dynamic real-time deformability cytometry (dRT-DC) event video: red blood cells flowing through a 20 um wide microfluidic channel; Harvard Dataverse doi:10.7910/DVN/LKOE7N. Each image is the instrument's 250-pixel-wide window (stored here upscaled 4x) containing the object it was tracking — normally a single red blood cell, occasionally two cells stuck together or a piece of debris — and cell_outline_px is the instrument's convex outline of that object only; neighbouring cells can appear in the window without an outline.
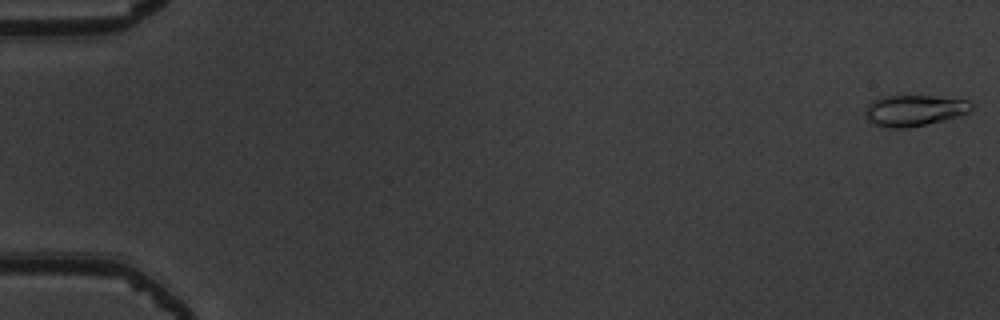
{"species": "common noctule bat (a hibernating species)", "species_latin": "Nyctalus noctula", "temperature_condition": "warm", "stored_images_in_passage": 51, "camera_frame_rate_fps": 3000, "um_per_image_px": 0.085, "animal": {"sex": "male", "body_mass_g": 19.5, "forearm_length_mm": 54.6}, "frame": {"image": 1, "passage_image": 1, "time_ms": 0.0, "image_size_px": [1000, 320], "cell_outline_px": [[972, 108], [968, 112], [944, 120], [908, 128], [888, 128], [872, 124], [864, 116], [864, 108], [872, 100], [880, 96], [932, 96], [968, 100], [972, 104]], "centroid_in_image_um": [77.63, 9.39], "position_along_channel_um": 7.4, "area_um2": 19.36}}
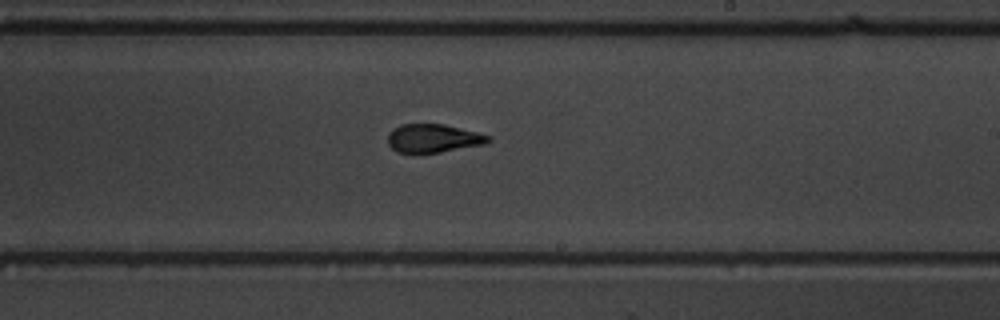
{"frame": {"image": 2, "passage_image": 33, "time_ms": 10.667, "image_size_px": [1000, 320], "cell_outline_px": [[492, 140], [484, 144], [440, 152], [396, 152], [388, 144], [388, 132], [392, 128], [400, 124], [444, 124], [492, 136]], "centroid_in_image_um": [36.81, 11.74], "position_along_channel_um": 252.2, "area_um2": 16.59}}
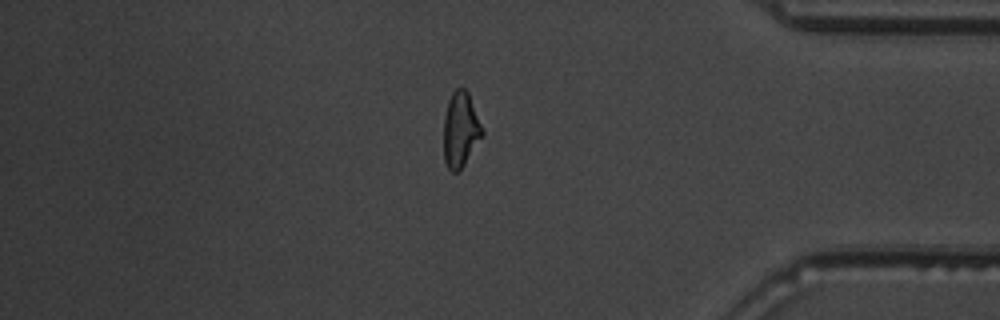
{"frame": {"image": 3, "passage_image": 46, "time_ms": 15.0, "image_size_px": [1000, 320], "cell_outline_px": [[484, 136], [464, 164], [456, 172], [452, 172], [448, 168], [444, 160], [444, 120], [448, 100], [452, 92], [456, 88], [464, 88], [468, 92], [484, 132]], "centroid_in_image_um": [39.15, 11.02], "position_along_channel_um": 396.0, "area_um2": 16.82}}